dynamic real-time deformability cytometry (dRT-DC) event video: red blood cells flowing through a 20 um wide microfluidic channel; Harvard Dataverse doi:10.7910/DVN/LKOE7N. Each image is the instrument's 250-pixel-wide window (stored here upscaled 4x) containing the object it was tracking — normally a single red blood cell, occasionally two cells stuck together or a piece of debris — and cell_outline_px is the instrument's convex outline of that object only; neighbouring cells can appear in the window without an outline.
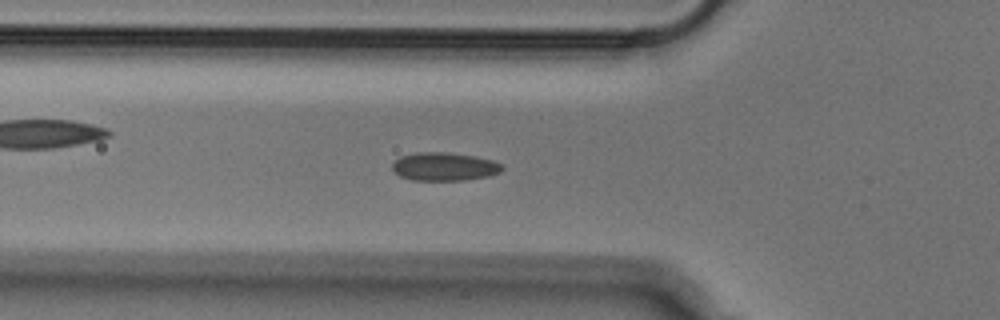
{"species": "Egyptian fruit bat (a non-hibernating species)", "species_latin": "Rousettus aegyptiacus", "temperature_condition": "cold", "stored_images_in_passage": 52, "camera_frame_rate_fps": 3000, "um_per_image_px": 0.085, "animal": {"sex": "male"}, "frame": {"image": 1, "passage_image": 17, "time_ms": 5.333, "image_size_px": [1000, 320], "cell_outline_px": [[504, 168], [500, 172], [488, 176], [464, 180], [412, 180], [400, 176], [392, 168], [392, 164], [400, 156], [416, 152], [444, 152], [476, 156], [492, 160], [500, 164]], "centroid_in_image_um": [37.76, 14.15], "position_along_channel_um": 88.0, "area_um2": 18.03}}
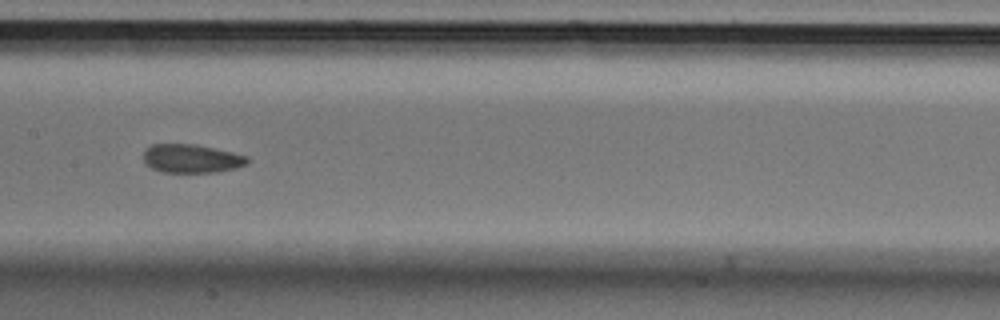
{"frame": {"image": 2, "passage_image": 25, "time_ms": 8.0, "image_size_px": [1000, 320], "cell_outline_px": [[252, 160], [248, 164], [236, 168], [216, 172], [164, 172], [152, 168], [144, 164], [144, 148], [152, 144], [196, 144], [232, 152], [248, 156]], "centroid_in_image_um": [16.3, 13.47], "position_along_channel_um": 191.1, "area_um2": 17.51}}
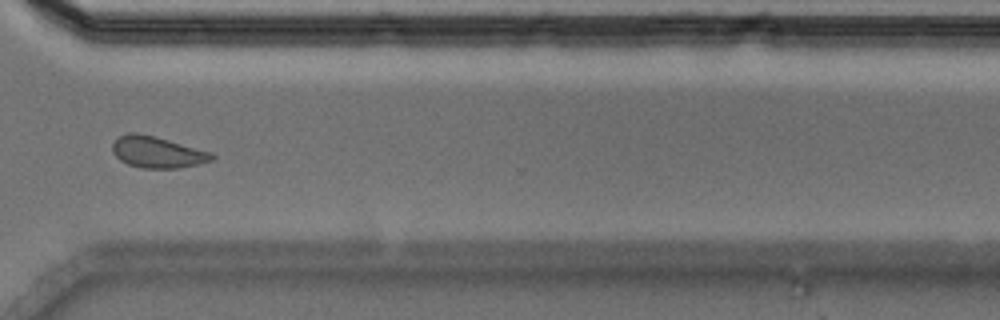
{"frame": {"image": 3, "passage_image": 38, "time_ms": 12.333, "image_size_px": [1000, 320], "cell_outline_px": [[216, 156], [212, 160], [200, 164], [180, 168], [140, 168], [128, 164], [120, 160], [112, 152], [112, 144], [120, 136], [128, 132], [136, 132], [152, 136], [212, 152]], "centroid_in_image_um": [13.37, 12.95], "position_along_channel_um": 357.2, "area_um2": 18.09}}